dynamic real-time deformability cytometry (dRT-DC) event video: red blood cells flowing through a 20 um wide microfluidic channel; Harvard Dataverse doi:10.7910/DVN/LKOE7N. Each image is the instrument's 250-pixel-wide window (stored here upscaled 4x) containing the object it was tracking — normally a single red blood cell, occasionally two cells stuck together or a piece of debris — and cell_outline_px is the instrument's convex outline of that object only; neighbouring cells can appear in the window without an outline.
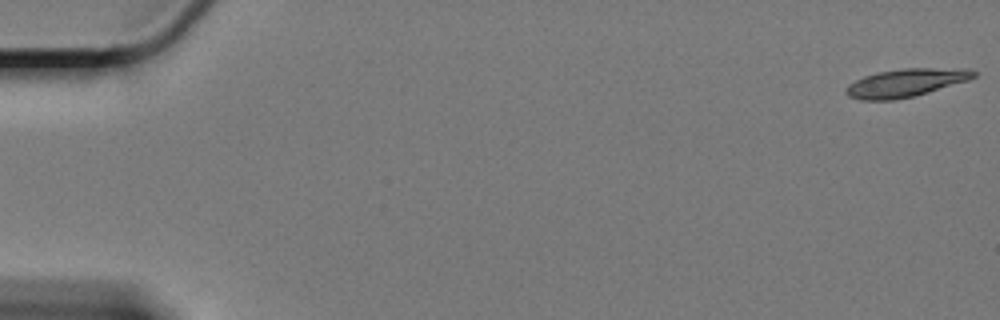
{"species": "Egyptian fruit bat (a non-hibernating species)", "species_latin": "Rousettus aegyptiacus", "temperature_condition": "cold", "stored_images_in_passage": 55, "camera_frame_rate_fps": 3000, "um_per_image_px": 0.085, "animal": {"sex": "female"}, "frame": {"image": 1, "passage_image": 1, "time_ms": 0.0, "image_size_px": [1000, 320], "cell_outline_px": [[976, 76], [968, 80], [928, 92], [912, 96], [892, 100], [860, 100], [848, 96], [844, 92], [844, 88], [848, 84], [864, 76], [880, 72], [904, 68], [968, 68], [976, 72]], "centroid_in_image_um": [76.97, 7.03], "position_along_channel_um": 8.0, "area_um2": 20.81}}
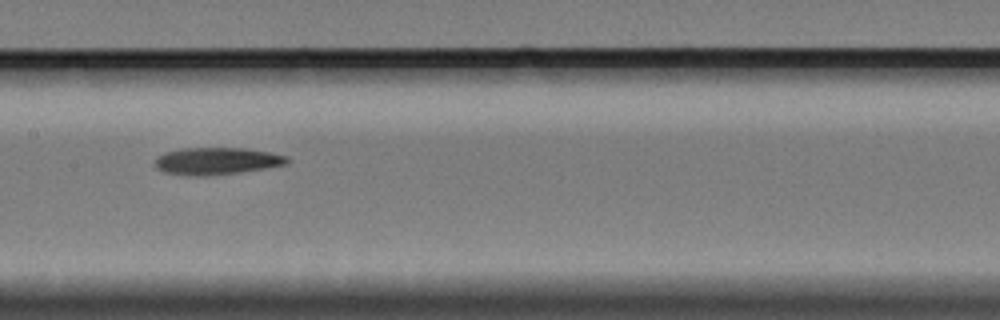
{"frame": {"image": 2, "passage_image": 31, "time_ms": 10.0, "image_size_px": [1000, 320], "cell_outline_px": [[292, 160], [288, 164], [240, 172], [208, 176], [188, 176], [164, 172], [156, 168], [156, 156], [164, 152], [184, 148], [244, 148], [268, 152], [288, 156]], "centroid_in_image_um": [18.42, 13.69], "position_along_channel_um": 189.0, "area_um2": 21.04}}
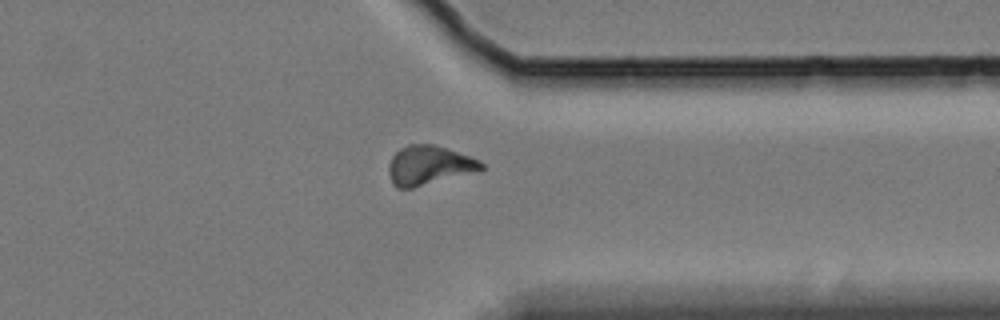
{"frame": {"image": 3, "passage_image": 48, "time_ms": 15.667, "image_size_px": [1000, 320], "cell_outline_px": [[484, 168], [480, 172], [412, 188], [396, 188], [392, 184], [388, 172], [388, 164], [392, 156], [400, 148], [408, 144], [432, 144], [448, 148], [480, 160], [484, 164]], "centroid_in_image_um": [36.49, 14.06], "position_along_channel_um": 374.9, "area_um2": 21.62}}